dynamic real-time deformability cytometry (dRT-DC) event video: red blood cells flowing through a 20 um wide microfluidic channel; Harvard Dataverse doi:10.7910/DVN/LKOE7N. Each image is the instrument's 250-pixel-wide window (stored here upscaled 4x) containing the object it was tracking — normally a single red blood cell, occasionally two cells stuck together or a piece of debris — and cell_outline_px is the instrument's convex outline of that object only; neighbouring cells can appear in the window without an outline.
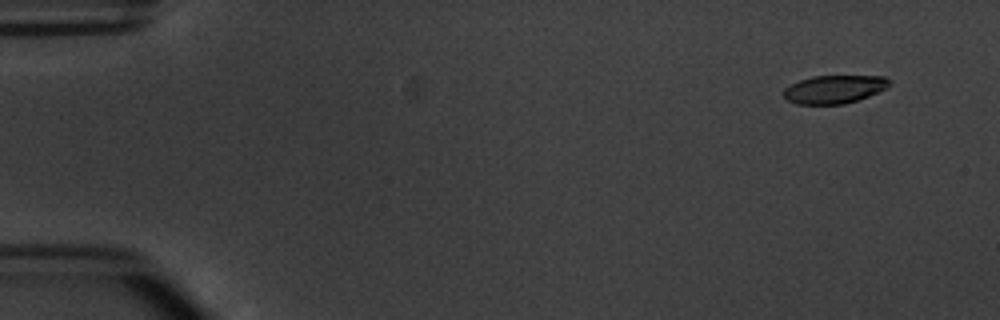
{"species": "common noctule bat (a hibernating species)", "species_latin": "Nyctalus noctula", "temperature_condition": "warm", "stored_images_in_passage": 5, "camera_frame_rate_fps": 3000, "um_per_image_px": 0.085, "animal": {"sex": "male", "body_mass_g": 20.1, "forearm_length_mm": 53.5}, "frame": {"image": 1, "passage_image": 2, "time_ms": 1.0, "image_size_px": [1000, 320], "cell_outline_px": [[892, 80], [888, 88], [868, 96], [844, 104], [796, 104], [788, 100], [784, 96], [784, 88], [800, 80], [812, 76], [884, 76]], "centroid_in_image_um": [70.94, 7.58], "position_along_channel_um": 14.1, "area_um2": 17.34}}